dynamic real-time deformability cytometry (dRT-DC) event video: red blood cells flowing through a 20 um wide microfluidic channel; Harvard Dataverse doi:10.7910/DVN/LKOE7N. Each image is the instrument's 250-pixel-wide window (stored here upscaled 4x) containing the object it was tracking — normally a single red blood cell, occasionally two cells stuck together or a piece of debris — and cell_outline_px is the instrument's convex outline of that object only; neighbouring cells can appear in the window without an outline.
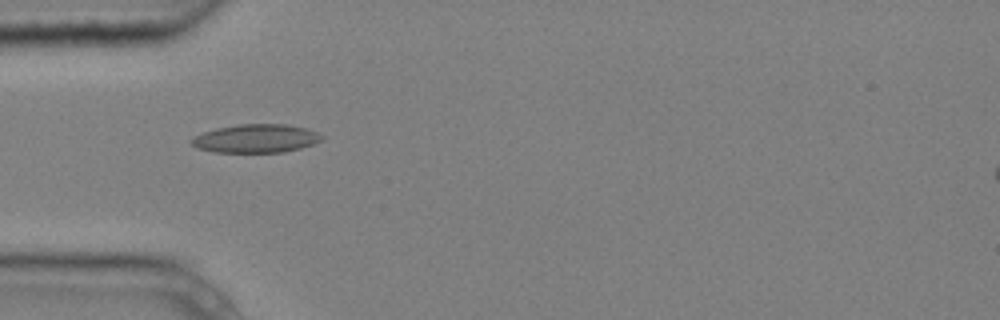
{"species": "common noctule bat (a hibernating species)", "species_latin": "Nyctalus noctula", "temperature_condition": "cold", "stored_images_in_passage": 8, "camera_frame_rate_fps": 3000, "um_per_image_px": 0.085, "animal": {"sex": "male", "body_mass_g": 20.4}, "frame": {"image": 1, "passage_image": 5, "time_ms": 1.333, "image_size_px": [1000, 320], "cell_outline_px": [[324, 136], [320, 140], [312, 144], [300, 148], [284, 152], [212, 152], [196, 148], [188, 140], [204, 132], [216, 128], [240, 124], [288, 124], [308, 128]], "centroid_in_image_um": [21.74, 11.77], "position_along_channel_um": 63.3, "area_um2": 21.62}}
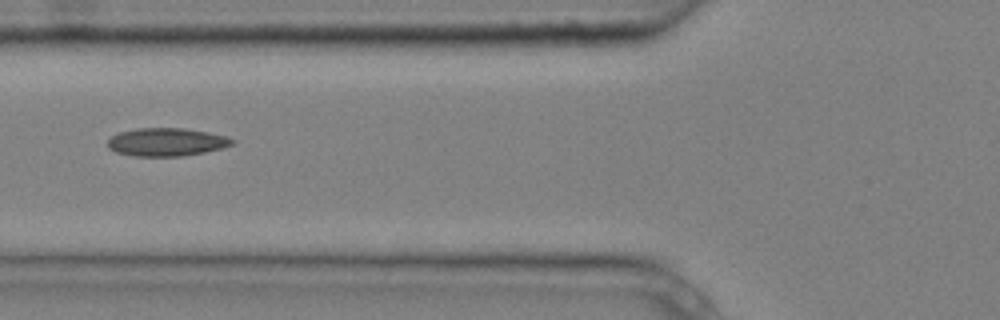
{"frame": {"image": 2, "passage_image": 6, "time_ms": 1.667, "image_size_px": [1000, 320], "cell_outline_px": [[236, 140], [232, 144], [224, 148], [184, 156], [136, 156], [116, 152], [108, 148], [108, 140], [112, 136], [120, 132], [136, 128], [184, 128], [208, 132], [228, 136]], "centroid_in_image_um": [14.19, 12.07], "position_along_channel_um": 111.6, "area_um2": 20.46}}
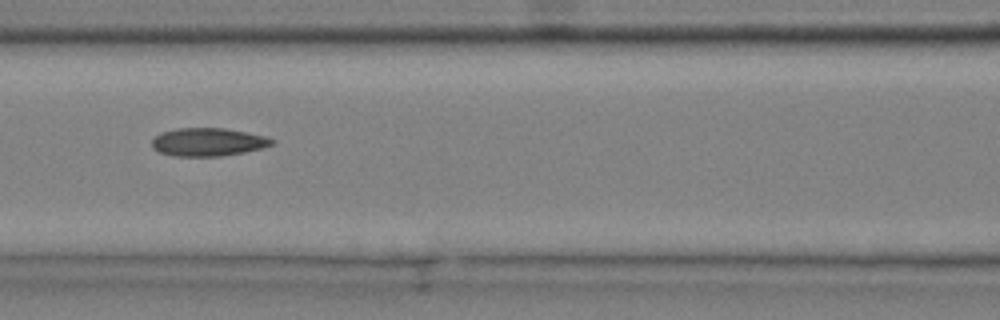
{"frame": {"image": 3, "passage_image": 7, "time_ms": 2.0, "image_size_px": [1000, 320], "cell_outline_px": [[276, 140], [272, 144], [264, 148], [244, 152], [220, 156], [172, 156], [160, 152], [152, 148], [152, 140], [160, 132], [176, 128], [224, 128], [268, 136]], "centroid_in_image_um": [17.7, 12.07], "position_along_channel_um": 148.9, "area_um2": 19.83}}